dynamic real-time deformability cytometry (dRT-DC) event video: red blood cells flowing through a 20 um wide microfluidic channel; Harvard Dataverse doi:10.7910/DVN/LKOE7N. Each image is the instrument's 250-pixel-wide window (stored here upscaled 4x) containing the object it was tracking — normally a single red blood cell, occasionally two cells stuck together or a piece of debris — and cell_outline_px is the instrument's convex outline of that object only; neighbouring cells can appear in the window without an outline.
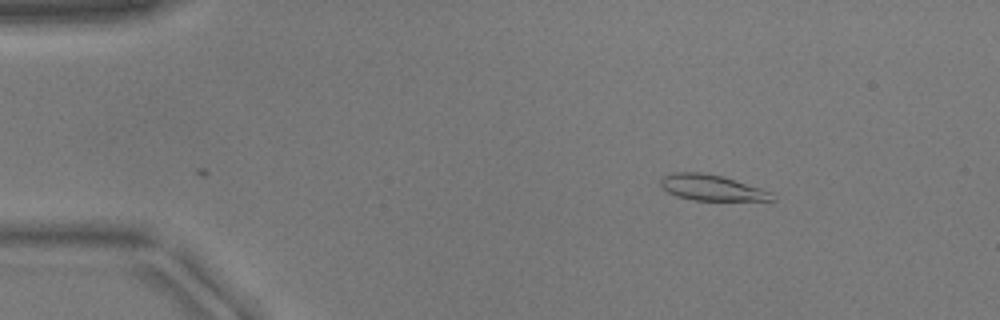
{"species": "common noctule bat (a hibernating species)", "species_latin": "Nyctalus noctula", "temperature_condition": "warm", "stored_images_in_passage": 34, "camera_frame_rate_fps": 3000, "um_per_image_px": 0.085, "animal": {"sex": "male", "body_mass_g": 17.9}, "frame": {"image": 1, "passage_image": 1, "time_ms": 0.0, "image_size_px": [1000, 320], "cell_outline_px": [[776, 200], [692, 200], [676, 196], [668, 192], [660, 184], [660, 180], [664, 176], [672, 172], [700, 172], [720, 176], [760, 188], [772, 192]], "centroid_in_image_um": [60.46, 15.96], "position_along_channel_um": 24.5, "area_um2": 16.47}}
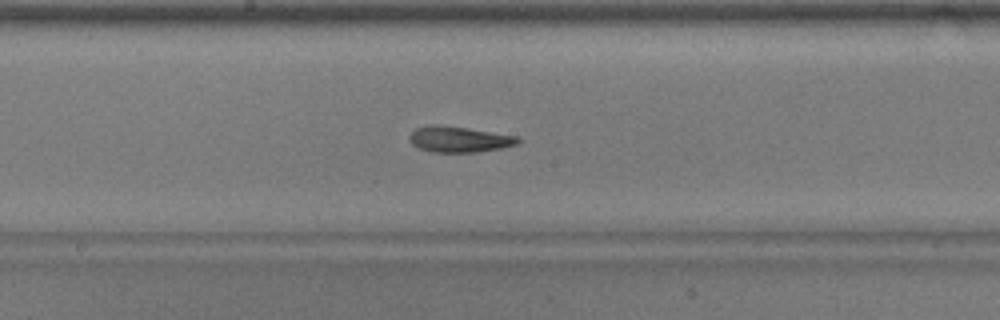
{"frame": {"image": 2, "passage_image": 21, "time_ms": 6.667, "image_size_px": [1000, 320], "cell_outline_px": [[520, 140], [516, 144], [500, 148], [476, 152], [432, 152], [420, 148], [412, 144], [408, 140], [408, 136], [416, 128], [432, 124], [436, 124], [468, 128], [516, 136]], "centroid_in_image_um": [38.96, 11.83], "position_along_channel_um": 209.2, "area_um2": 16.18}}
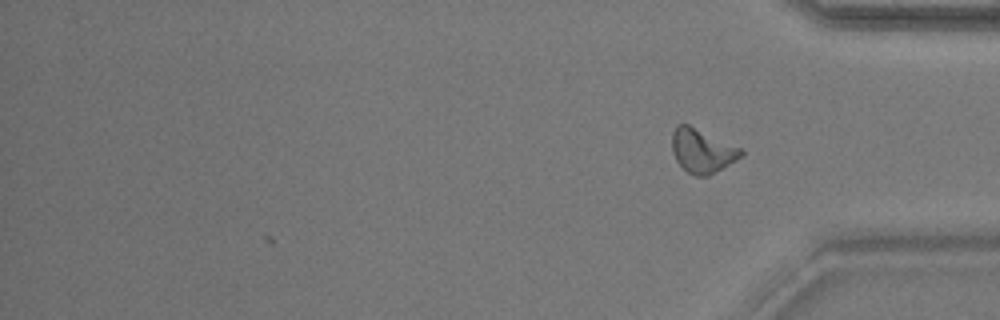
{"frame": {"image": 3, "passage_image": 34, "time_ms": 11.0, "image_size_px": [1000, 320], "cell_outline_px": [[744, 152], [736, 160], [708, 176], [696, 176], [688, 172], [676, 160], [672, 152], [672, 132], [676, 124], [688, 124], [740, 148]], "centroid_in_image_um": [59.64, 12.81], "position_along_channel_um": 375.6, "area_um2": 17.34}}